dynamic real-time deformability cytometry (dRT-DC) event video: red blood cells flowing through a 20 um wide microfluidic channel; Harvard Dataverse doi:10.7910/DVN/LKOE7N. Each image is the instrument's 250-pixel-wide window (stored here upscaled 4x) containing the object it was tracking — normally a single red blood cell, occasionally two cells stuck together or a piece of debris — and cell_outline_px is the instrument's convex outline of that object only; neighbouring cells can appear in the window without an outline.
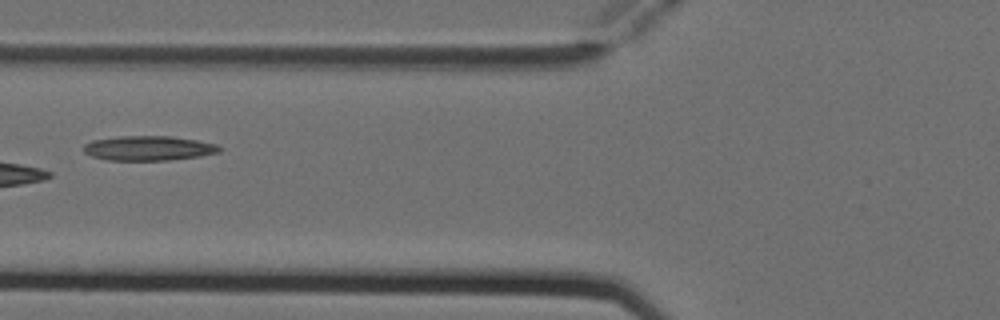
{"species": "Egyptian fruit bat (a non-hibernating species)", "species_latin": "Rousettus aegyptiacus", "temperature_condition": "cold", "stored_images_in_passage": 7, "camera_frame_rate_fps": 3000, "um_per_image_px": 0.085, "animal": {"sex": "female"}, "frame": {"image": 1, "passage_image": 7, "time_ms": 2.0, "image_size_px": [1000, 320], "cell_outline_px": [[224, 148], [220, 152], [200, 156], [168, 160], [108, 160], [92, 156], [84, 152], [84, 144], [92, 140], [120, 136], [172, 136], [196, 140], [216, 144]], "centroid_in_image_um": [12.65, 12.59], "position_along_channel_um": 113.2, "area_um2": 19.54}}